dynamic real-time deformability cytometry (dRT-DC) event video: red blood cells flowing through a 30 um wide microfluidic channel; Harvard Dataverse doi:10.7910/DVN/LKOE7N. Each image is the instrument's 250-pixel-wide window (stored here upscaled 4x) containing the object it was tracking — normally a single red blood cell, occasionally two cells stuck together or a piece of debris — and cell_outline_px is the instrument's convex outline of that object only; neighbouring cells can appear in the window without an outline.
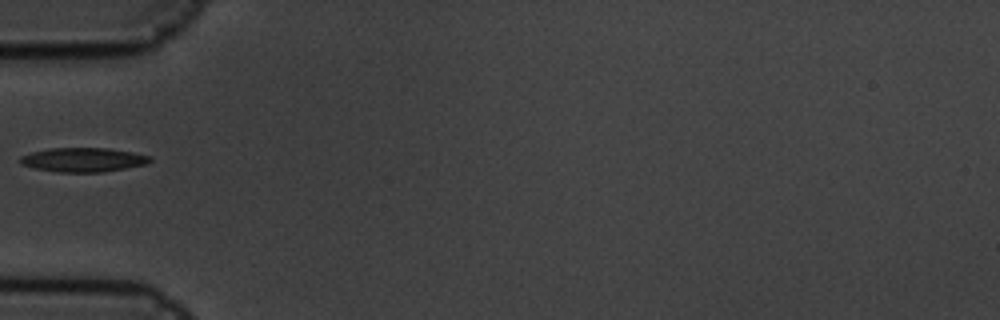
{"species": "common noctule bat (a hibernating species)", "species_latin": "Nyctalus noctula", "temperature_condition": "cold", "stored_images_in_passage": 1, "camera_frame_rate_fps": 3000, "um_per_image_px": 0.085, "animal": {"sex": "male", "body_mass_g": 19.5, "forearm_length_mm": 54.6}, "frame": {"image": 1, "passage_image": 1, "time_ms": 0.0, "image_size_px": [1000, 320], "cell_outline_px": [[152, 160], [148, 164], [104, 172], [56, 172], [36, 168], [20, 164], [20, 156], [32, 152], [48, 148], [108, 148], [132, 152], [148, 156]], "centroid_in_image_um": [7.07, 13.58], "position_along_channel_um": 77.9, "area_um2": 18.26}}